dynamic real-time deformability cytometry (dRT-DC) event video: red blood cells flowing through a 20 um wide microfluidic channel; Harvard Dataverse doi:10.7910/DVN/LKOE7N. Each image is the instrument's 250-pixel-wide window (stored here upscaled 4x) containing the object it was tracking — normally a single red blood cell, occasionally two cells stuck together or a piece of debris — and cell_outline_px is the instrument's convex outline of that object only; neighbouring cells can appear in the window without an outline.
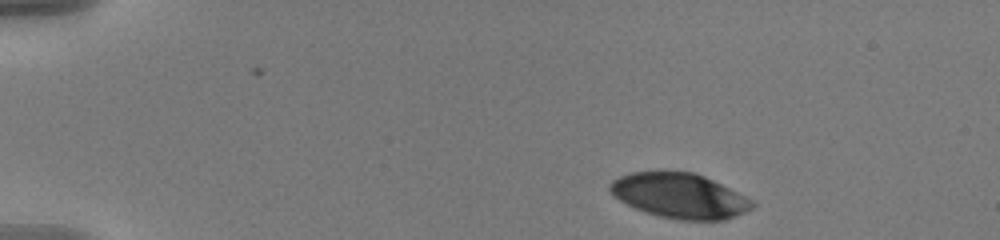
{"species": "human", "species_latin": "Homo sapiens", "temperature_condition": "warm", "stored_images_in_passage": 6, "camera_frame_rate_fps": 3000, "um_per_image_px": 0.085, "donor": {"sex": "male"}, "frame": {"image": 1, "passage_image": 1, "time_ms": 0.0, "image_size_px": [1000, 240], "cell_outline_px": [[756, 204], [752, 208], [744, 212], [724, 220], [680, 220], [660, 216], [636, 208], [620, 200], [608, 188], [608, 184], [612, 180], [620, 176], [632, 172], [660, 168], [664, 168], [692, 172], [704, 176], [752, 200]], "centroid_in_image_um": [57.72, 16.59], "position_along_channel_um": 27.3, "area_um2": 37.51}}
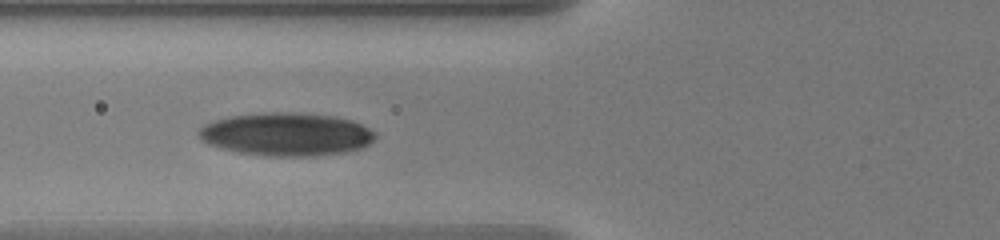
{"frame": {"image": 2, "passage_image": 5, "time_ms": 1.333, "image_size_px": [1000, 240], "cell_outline_px": [[376, 136], [368, 144], [360, 148], [344, 152], [316, 156], [268, 156], [240, 152], [208, 144], [196, 132], [204, 124], [216, 120], [232, 116], [264, 112], [292, 112], [332, 116], [352, 120], [376, 132]], "centroid_in_image_um": [24.35, 11.41], "position_along_channel_um": 101.4, "area_um2": 43.99}}
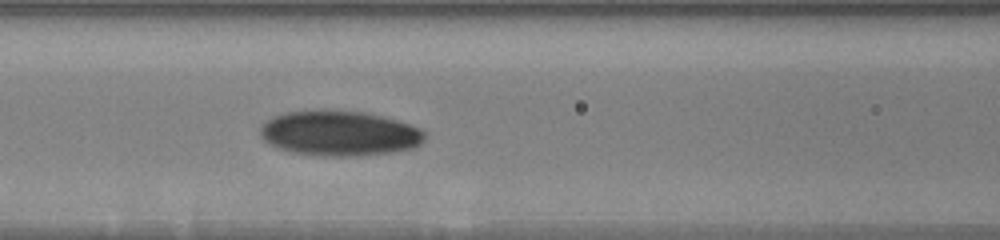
{"frame": {"image": 3, "passage_image": 6, "time_ms": 1.667, "image_size_px": [1000, 240], "cell_outline_px": [[428, 136], [420, 144], [412, 148], [392, 152], [360, 156], [320, 156], [292, 152], [276, 148], [264, 140], [260, 136], [260, 128], [272, 116], [284, 112], [316, 108], [332, 108], [364, 112], [384, 116], [420, 128]], "centroid_in_image_um": [28.83, 11.3], "position_along_channel_um": 137.8, "area_um2": 44.22}}